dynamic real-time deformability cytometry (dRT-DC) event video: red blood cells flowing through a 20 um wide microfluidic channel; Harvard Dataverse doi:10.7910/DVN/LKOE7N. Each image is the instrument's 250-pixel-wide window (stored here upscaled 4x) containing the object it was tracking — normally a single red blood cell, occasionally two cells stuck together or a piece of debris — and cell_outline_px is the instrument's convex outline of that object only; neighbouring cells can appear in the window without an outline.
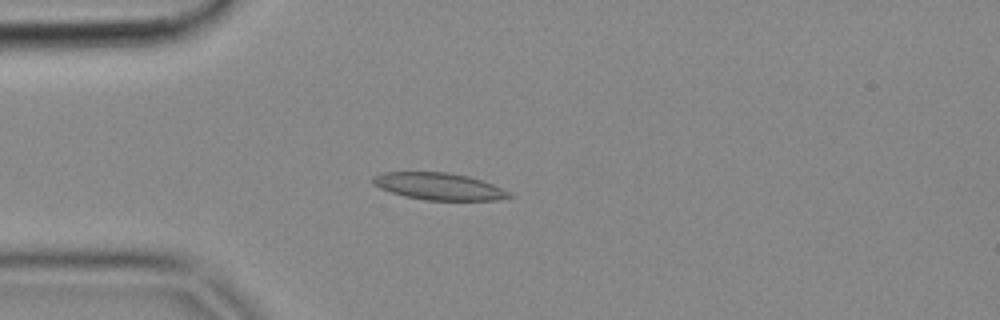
{"species": "common noctule bat (a hibernating species)", "species_latin": "Nyctalus noctula", "temperature_condition": "cold", "stored_images_in_passage": 4, "camera_frame_rate_fps": 3000, "um_per_image_px": 0.085, "animal": {"sex": "female", "body_mass_g": 18.4}, "frame": {"image": 1, "passage_image": 4, "time_ms": 1.0, "image_size_px": [1000, 320], "cell_outline_px": [[516, 196], [496, 200], [424, 200], [404, 196], [380, 188], [372, 184], [372, 176], [384, 172], [448, 172], [468, 176], [492, 184]], "centroid_in_image_um": [37.28, 15.84], "position_along_channel_um": 47.7, "area_um2": 21.39}}